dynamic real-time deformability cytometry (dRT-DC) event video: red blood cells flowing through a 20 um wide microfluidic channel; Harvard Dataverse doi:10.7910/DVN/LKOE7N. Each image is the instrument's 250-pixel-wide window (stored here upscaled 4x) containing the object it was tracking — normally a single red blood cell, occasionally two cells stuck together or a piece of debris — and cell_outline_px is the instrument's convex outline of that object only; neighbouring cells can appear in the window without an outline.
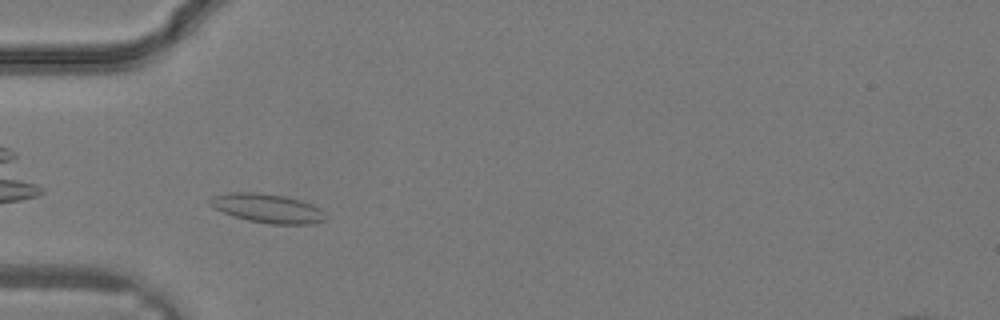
{"species": "common noctule bat (a hibernating species)", "species_latin": "Nyctalus noctula", "temperature_condition": "warm", "stored_images_in_passage": 17, "camera_frame_rate_fps": 3000, "um_per_image_px": 0.085, "animal": {"sex": "male", "body_mass_g": 19.2, "forearm_length_mm": 51.8}, "frame": {"image": 1, "passage_image": 1, "time_ms": 0.0, "image_size_px": [1000, 320], "cell_outline_px": [[328, 220], [312, 224], [272, 224], [248, 220], [212, 208], [208, 204], [208, 200], [212, 196], [232, 192], [256, 192], [284, 196], [300, 200], [312, 204], [320, 208], [328, 216]], "centroid_in_image_um": [22.77, 17.7], "position_along_channel_um": 62.2, "area_um2": 19.65}}